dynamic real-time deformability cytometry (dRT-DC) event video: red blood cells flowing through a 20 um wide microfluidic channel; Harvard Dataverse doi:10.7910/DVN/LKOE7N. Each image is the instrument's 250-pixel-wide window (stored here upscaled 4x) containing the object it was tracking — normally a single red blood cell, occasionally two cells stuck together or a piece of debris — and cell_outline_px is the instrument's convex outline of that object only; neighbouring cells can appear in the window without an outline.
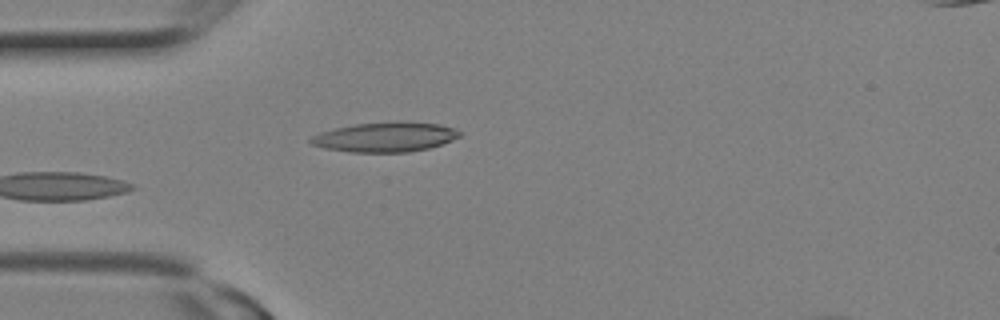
{"species": "Egyptian fruit bat (a non-hibernating species)", "species_latin": "Rousettus aegyptiacus", "temperature_condition": "room temperature", "stored_images_in_passage": 4, "camera_frame_rate_fps": 3000, "um_per_image_px": 0.085, "animal": {"sex": "female"}, "frame": {"image": 1, "passage_image": 4, "time_ms": 1.0, "image_size_px": [1000, 320], "cell_outline_px": [[460, 136], [452, 140], [428, 148], [408, 152], [348, 152], [324, 148], [312, 144], [308, 140], [312, 136], [320, 132], [336, 128], [356, 124], [396, 120], [408, 120], [440, 124], [456, 128], [460, 132]], "centroid_in_image_um": [32.77, 11.62], "position_along_channel_um": 52.2, "area_um2": 26.13}}